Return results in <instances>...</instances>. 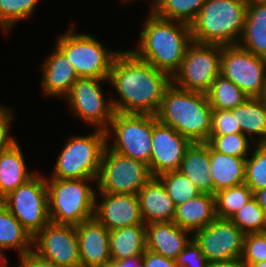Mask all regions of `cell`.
<instances>
[{
	"mask_svg": "<svg viewBox=\"0 0 266 267\" xmlns=\"http://www.w3.org/2000/svg\"><path fill=\"white\" fill-rule=\"evenodd\" d=\"M109 84L119 99L110 97L113 108L123 114L156 115L172 77L138 58L131 50H121L115 57Z\"/></svg>",
	"mask_w": 266,
	"mask_h": 267,
	"instance_id": "cell-1",
	"label": "cell"
},
{
	"mask_svg": "<svg viewBox=\"0 0 266 267\" xmlns=\"http://www.w3.org/2000/svg\"><path fill=\"white\" fill-rule=\"evenodd\" d=\"M148 13L139 33L137 48L131 51L172 77L180 69L186 50L193 41L190 25L159 18L152 11Z\"/></svg>",
	"mask_w": 266,
	"mask_h": 267,
	"instance_id": "cell-2",
	"label": "cell"
},
{
	"mask_svg": "<svg viewBox=\"0 0 266 267\" xmlns=\"http://www.w3.org/2000/svg\"><path fill=\"white\" fill-rule=\"evenodd\" d=\"M212 107L207 94L177 87L166 88L157 120L194 142H208L212 128Z\"/></svg>",
	"mask_w": 266,
	"mask_h": 267,
	"instance_id": "cell-3",
	"label": "cell"
},
{
	"mask_svg": "<svg viewBox=\"0 0 266 267\" xmlns=\"http://www.w3.org/2000/svg\"><path fill=\"white\" fill-rule=\"evenodd\" d=\"M247 0H206L190 24L192 40L220 46L238 45L243 32Z\"/></svg>",
	"mask_w": 266,
	"mask_h": 267,
	"instance_id": "cell-4",
	"label": "cell"
},
{
	"mask_svg": "<svg viewBox=\"0 0 266 267\" xmlns=\"http://www.w3.org/2000/svg\"><path fill=\"white\" fill-rule=\"evenodd\" d=\"M90 182L97 183V179L46 177L50 221L77 226L93 218L97 189L94 190Z\"/></svg>",
	"mask_w": 266,
	"mask_h": 267,
	"instance_id": "cell-5",
	"label": "cell"
},
{
	"mask_svg": "<svg viewBox=\"0 0 266 267\" xmlns=\"http://www.w3.org/2000/svg\"><path fill=\"white\" fill-rule=\"evenodd\" d=\"M106 144V131L101 129L89 135L69 137L49 178L98 179Z\"/></svg>",
	"mask_w": 266,
	"mask_h": 267,
	"instance_id": "cell-6",
	"label": "cell"
},
{
	"mask_svg": "<svg viewBox=\"0 0 266 267\" xmlns=\"http://www.w3.org/2000/svg\"><path fill=\"white\" fill-rule=\"evenodd\" d=\"M69 30L58 36L56 47L70 60L79 78H109L113 61L120 50L106 49L93 35Z\"/></svg>",
	"mask_w": 266,
	"mask_h": 267,
	"instance_id": "cell-7",
	"label": "cell"
},
{
	"mask_svg": "<svg viewBox=\"0 0 266 267\" xmlns=\"http://www.w3.org/2000/svg\"><path fill=\"white\" fill-rule=\"evenodd\" d=\"M157 121L156 115L115 112L105 130L106 145L119 154L144 162L149 168L153 125Z\"/></svg>",
	"mask_w": 266,
	"mask_h": 267,
	"instance_id": "cell-8",
	"label": "cell"
},
{
	"mask_svg": "<svg viewBox=\"0 0 266 267\" xmlns=\"http://www.w3.org/2000/svg\"><path fill=\"white\" fill-rule=\"evenodd\" d=\"M152 178L148 165L131 157L104 149L97 191L110 194H134Z\"/></svg>",
	"mask_w": 266,
	"mask_h": 267,
	"instance_id": "cell-9",
	"label": "cell"
},
{
	"mask_svg": "<svg viewBox=\"0 0 266 267\" xmlns=\"http://www.w3.org/2000/svg\"><path fill=\"white\" fill-rule=\"evenodd\" d=\"M2 203L32 237L50 222L46 177L38 172L5 196Z\"/></svg>",
	"mask_w": 266,
	"mask_h": 267,
	"instance_id": "cell-10",
	"label": "cell"
},
{
	"mask_svg": "<svg viewBox=\"0 0 266 267\" xmlns=\"http://www.w3.org/2000/svg\"><path fill=\"white\" fill-rule=\"evenodd\" d=\"M221 55L220 45L192 41L172 82L179 88L206 94L220 75Z\"/></svg>",
	"mask_w": 266,
	"mask_h": 267,
	"instance_id": "cell-11",
	"label": "cell"
},
{
	"mask_svg": "<svg viewBox=\"0 0 266 267\" xmlns=\"http://www.w3.org/2000/svg\"><path fill=\"white\" fill-rule=\"evenodd\" d=\"M220 74L249 97H262L266 91V59L239 45L222 46Z\"/></svg>",
	"mask_w": 266,
	"mask_h": 267,
	"instance_id": "cell-12",
	"label": "cell"
},
{
	"mask_svg": "<svg viewBox=\"0 0 266 267\" xmlns=\"http://www.w3.org/2000/svg\"><path fill=\"white\" fill-rule=\"evenodd\" d=\"M109 83L108 78H78L70 92L64 97L73 115L94 129L106 130L114 116L112 100L107 101L100 82Z\"/></svg>",
	"mask_w": 266,
	"mask_h": 267,
	"instance_id": "cell-13",
	"label": "cell"
},
{
	"mask_svg": "<svg viewBox=\"0 0 266 267\" xmlns=\"http://www.w3.org/2000/svg\"><path fill=\"white\" fill-rule=\"evenodd\" d=\"M245 234L230 220L216 218L192 234L208 262L241 258Z\"/></svg>",
	"mask_w": 266,
	"mask_h": 267,
	"instance_id": "cell-14",
	"label": "cell"
},
{
	"mask_svg": "<svg viewBox=\"0 0 266 267\" xmlns=\"http://www.w3.org/2000/svg\"><path fill=\"white\" fill-rule=\"evenodd\" d=\"M33 252L64 267H80L76 226L49 222L33 237Z\"/></svg>",
	"mask_w": 266,
	"mask_h": 267,
	"instance_id": "cell-15",
	"label": "cell"
},
{
	"mask_svg": "<svg viewBox=\"0 0 266 267\" xmlns=\"http://www.w3.org/2000/svg\"><path fill=\"white\" fill-rule=\"evenodd\" d=\"M191 141L170 126L157 121L153 125L149 171L152 177L178 171Z\"/></svg>",
	"mask_w": 266,
	"mask_h": 267,
	"instance_id": "cell-16",
	"label": "cell"
},
{
	"mask_svg": "<svg viewBox=\"0 0 266 267\" xmlns=\"http://www.w3.org/2000/svg\"><path fill=\"white\" fill-rule=\"evenodd\" d=\"M96 193L93 217L109 231L145 224L141 216L137 195ZM98 196H100V202H98Z\"/></svg>",
	"mask_w": 266,
	"mask_h": 267,
	"instance_id": "cell-17",
	"label": "cell"
},
{
	"mask_svg": "<svg viewBox=\"0 0 266 267\" xmlns=\"http://www.w3.org/2000/svg\"><path fill=\"white\" fill-rule=\"evenodd\" d=\"M80 267H98L111 259L110 231L94 217L76 226Z\"/></svg>",
	"mask_w": 266,
	"mask_h": 267,
	"instance_id": "cell-18",
	"label": "cell"
},
{
	"mask_svg": "<svg viewBox=\"0 0 266 267\" xmlns=\"http://www.w3.org/2000/svg\"><path fill=\"white\" fill-rule=\"evenodd\" d=\"M42 63L41 88L44 95L63 98L79 78L70 60L55 46Z\"/></svg>",
	"mask_w": 266,
	"mask_h": 267,
	"instance_id": "cell-19",
	"label": "cell"
},
{
	"mask_svg": "<svg viewBox=\"0 0 266 267\" xmlns=\"http://www.w3.org/2000/svg\"><path fill=\"white\" fill-rule=\"evenodd\" d=\"M137 197L145 225L173 221L176 206L158 177H152L137 193Z\"/></svg>",
	"mask_w": 266,
	"mask_h": 267,
	"instance_id": "cell-20",
	"label": "cell"
},
{
	"mask_svg": "<svg viewBox=\"0 0 266 267\" xmlns=\"http://www.w3.org/2000/svg\"><path fill=\"white\" fill-rule=\"evenodd\" d=\"M27 169L22 149L13 137L0 149V203L37 173Z\"/></svg>",
	"mask_w": 266,
	"mask_h": 267,
	"instance_id": "cell-21",
	"label": "cell"
},
{
	"mask_svg": "<svg viewBox=\"0 0 266 267\" xmlns=\"http://www.w3.org/2000/svg\"><path fill=\"white\" fill-rule=\"evenodd\" d=\"M190 232L172 222L146 225V249L175 260L192 239Z\"/></svg>",
	"mask_w": 266,
	"mask_h": 267,
	"instance_id": "cell-22",
	"label": "cell"
},
{
	"mask_svg": "<svg viewBox=\"0 0 266 267\" xmlns=\"http://www.w3.org/2000/svg\"><path fill=\"white\" fill-rule=\"evenodd\" d=\"M209 166L210 145L207 142H194L187 148L178 171L188 177L201 193L214 195Z\"/></svg>",
	"mask_w": 266,
	"mask_h": 267,
	"instance_id": "cell-23",
	"label": "cell"
},
{
	"mask_svg": "<svg viewBox=\"0 0 266 267\" xmlns=\"http://www.w3.org/2000/svg\"><path fill=\"white\" fill-rule=\"evenodd\" d=\"M216 218L215 196L201 193L197 197L176 206L173 222L193 234Z\"/></svg>",
	"mask_w": 266,
	"mask_h": 267,
	"instance_id": "cell-24",
	"label": "cell"
},
{
	"mask_svg": "<svg viewBox=\"0 0 266 267\" xmlns=\"http://www.w3.org/2000/svg\"><path fill=\"white\" fill-rule=\"evenodd\" d=\"M240 47L266 59V1L248 2Z\"/></svg>",
	"mask_w": 266,
	"mask_h": 267,
	"instance_id": "cell-25",
	"label": "cell"
},
{
	"mask_svg": "<svg viewBox=\"0 0 266 267\" xmlns=\"http://www.w3.org/2000/svg\"><path fill=\"white\" fill-rule=\"evenodd\" d=\"M246 158L228 156L210 146V170L216 192L245 183Z\"/></svg>",
	"mask_w": 266,
	"mask_h": 267,
	"instance_id": "cell-26",
	"label": "cell"
},
{
	"mask_svg": "<svg viewBox=\"0 0 266 267\" xmlns=\"http://www.w3.org/2000/svg\"><path fill=\"white\" fill-rule=\"evenodd\" d=\"M231 111L236 117L241 133L252 139V144L266 143V104L261 97H249ZM254 135L258 136V141L254 139Z\"/></svg>",
	"mask_w": 266,
	"mask_h": 267,
	"instance_id": "cell-27",
	"label": "cell"
},
{
	"mask_svg": "<svg viewBox=\"0 0 266 267\" xmlns=\"http://www.w3.org/2000/svg\"><path fill=\"white\" fill-rule=\"evenodd\" d=\"M109 247L111 260L117 261L146 250V225L138 224L110 230Z\"/></svg>",
	"mask_w": 266,
	"mask_h": 267,
	"instance_id": "cell-28",
	"label": "cell"
},
{
	"mask_svg": "<svg viewBox=\"0 0 266 267\" xmlns=\"http://www.w3.org/2000/svg\"><path fill=\"white\" fill-rule=\"evenodd\" d=\"M0 246L18 250L19 257L33 251V237L0 203Z\"/></svg>",
	"mask_w": 266,
	"mask_h": 267,
	"instance_id": "cell-29",
	"label": "cell"
},
{
	"mask_svg": "<svg viewBox=\"0 0 266 267\" xmlns=\"http://www.w3.org/2000/svg\"><path fill=\"white\" fill-rule=\"evenodd\" d=\"M206 0H155L151 5L157 17L191 24Z\"/></svg>",
	"mask_w": 266,
	"mask_h": 267,
	"instance_id": "cell-30",
	"label": "cell"
},
{
	"mask_svg": "<svg viewBox=\"0 0 266 267\" xmlns=\"http://www.w3.org/2000/svg\"><path fill=\"white\" fill-rule=\"evenodd\" d=\"M206 94L212 110H231L249 98L238 86L221 74L216 77Z\"/></svg>",
	"mask_w": 266,
	"mask_h": 267,
	"instance_id": "cell-31",
	"label": "cell"
},
{
	"mask_svg": "<svg viewBox=\"0 0 266 267\" xmlns=\"http://www.w3.org/2000/svg\"><path fill=\"white\" fill-rule=\"evenodd\" d=\"M214 196L217 218L230 219L253 198V191L243 183L220 190Z\"/></svg>",
	"mask_w": 266,
	"mask_h": 267,
	"instance_id": "cell-32",
	"label": "cell"
},
{
	"mask_svg": "<svg viewBox=\"0 0 266 267\" xmlns=\"http://www.w3.org/2000/svg\"><path fill=\"white\" fill-rule=\"evenodd\" d=\"M158 178L164 184L175 206H179L201 194L190 179L179 171H169L160 174Z\"/></svg>",
	"mask_w": 266,
	"mask_h": 267,
	"instance_id": "cell-33",
	"label": "cell"
},
{
	"mask_svg": "<svg viewBox=\"0 0 266 267\" xmlns=\"http://www.w3.org/2000/svg\"><path fill=\"white\" fill-rule=\"evenodd\" d=\"M230 220L244 233L266 232V213L251 198Z\"/></svg>",
	"mask_w": 266,
	"mask_h": 267,
	"instance_id": "cell-34",
	"label": "cell"
},
{
	"mask_svg": "<svg viewBox=\"0 0 266 267\" xmlns=\"http://www.w3.org/2000/svg\"><path fill=\"white\" fill-rule=\"evenodd\" d=\"M39 0H0V27L5 33L33 15Z\"/></svg>",
	"mask_w": 266,
	"mask_h": 267,
	"instance_id": "cell-35",
	"label": "cell"
},
{
	"mask_svg": "<svg viewBox=\"0 0 266 267\" xmlns=\"http://www.w3.org/2000/svg\"><path fill=\"white\" fill-rule=\"evenodd\" d=\"M255 144V150L250 152L245 165V184L253 193L266 188V143Z\"/></svg>",
	"mask_w": 266,
	"mask_h": 267,
	"instance_id": "cell-36",
	"label": "cell"
},
{
	"mask_svg": "<svg viewBox=\"0 0 266 267\" xmlns=\"http://www.w3.org/2000/svg\"><path fill=\"white\" fill-rule=\"evenodd\" d=\"M207 143L217 152L242 158H247L252 148L250 139L242 133L210 135Z\"/></svg>",
	"mask_w": 266,
	"mask_h": 267,
	"instance_id": "cell-37",
	"label": "cell"
},
{
	"mask_svg": "<svg viewBox=\"0 0 266 267\" xmlns=\"http://www.w3.org/2000/svg\"><path fill=\"white\" fill-rule=\"evenodd\" d=\"M241 259L248 266L266 261V232L245 234Z\"/></svg>",
	"mask_w": 266,
	"mask_h": 267,
	"instance_id": "cell-38",
	"label": "cell"
},
{
	"mask_svg": "<svg viewBox=\"0 0 266 267\" xmlns=\"http://www.w3.org/2000/svg\"><path fill=\"white\" fill-rule=\"evenodd\" d=\"M241 133V128L231 110H213L210 135Z\"/></svg>",
	"mask_w": 266,
	"mask_h": 267,
	"instance_id": "cell-39",
	"label": "cell"
},
{
	"mask_svg": "<svg viewBox=\"0 0 266 267\" xmlns=\"http://www.w3.org/2000/svg\"><path fill=\"white\" fill-rule=\"evenodd\" d=\"M175 263L178 267H206L208 260L196 242L191 239L176 257Z\"/></svg>",
	"mask_w": 266,
	"mask_h": 267,
	"instance_id": "cell-40",
	"label": "cell"
},
{
	"mask_svg": "<svg viewBox=\"0 0 266 267\" xmlns=\"http://www.w3.org/2000/svg\"><path fill=\"white\" fill-rule=\"evenodd\" d=\"M11 109L0 104V149L13 137L9 135L11 132V122L14 115Z\"/></svg>",
	"mask_w": 266,
	"mask_h": 267,
	"instance_id": "cell-41",
	"label": "cell"
},
{
	"mask_svg": "<svg viewBox=\"0 0 266 267\" xmlns=\"http://www.w3.org/2000/svg\"><path fill=\"white\" fill-rule=\"evenodd\" d=\"M143 267H178L175 260L166 258L161 254L145 250L143 254Z\"/></svg>",
	"mask_w": 266,
	"mask_h": 267,
	"instance_id": "cell-42",
	"label": "cell"
},
{
	"mask_svg": "<svg viewBox=\"0 0 266 267\" xmlns=\"http://www.w3.org/2000/svg\"><path fill=\"white\" fill-rule=\"evenodd\" d=\"M19 258L20 265H18V267H64L41 258L33 251L28 252Z\"/></svg>",
	"mask_w": 266,
	"mask_h": 267,
	"instance_id": "cell-43",
	"label": "cell"
},
{
	"mask_svg": "<svg viewBox=\"0 0 266 267\" xmlns=\"http://www.w3.org/2000/svg\"><path fill=\"white\" fill-rule=\"evenodd\" d=\"M206 267H248L241 258H233L219 262H208Z\"/></svg>",
	"mask_w": 266,
	"mask_h": 267,
	"instance_id": "cell-44",
	"label": "cell"
},
{
	"mask_svg": "<svg viewBox=\"0 0 266 267\" xmlns=\"http://www.w3.org/2000/svg\"><path fill=\"white\" fill-rule=\"evenodd\" d=\"M122 260L125 262V267H143V254L123 258Z\"/></svg>",
	"mask_w": 266,
	"mask_h": 267,
	"instance_id": "cell-45",
	"label": "cell"
},
{
	"mask_svg": "<svg viewBox=\"0 0 266 267\" xmlns=\"http://www.w3.org/2000/svg\"><path fill=\"white\" fill-rule=\"evenodd\" d=\"M253 197L266 213V188L259 189L253 193Z\"/></svg>",
	"mask_w": 266,
	"mask_h": 267,
	"instance_id": "cell-46",
	"label": "cell"
},
{
	"mask_svg": "<svg viewBox=\"0 0 266 267\" xmlns=\"http://www.w3.org/2000/svg\"><path fill=\"white\" fill-rule=\"evenodd\" d=\"M98 267H125V262L122 259L117 261L110 259L109 261Z\"/></svg>",
	"mask_w": 266,
	"mask_h": 267,
	"instance_id": "cell-47",
	"label": "cell"
},
{
	"mask_svg": "<svg viewBox=\"0 0 266 267\" xmlns=\"http://www.w3.org/2000/svg\"><path fill=\"white\" fill-rule=\"evenodd\" d=\"M6 249L0 246V267H8V258L3 254Z\"/></svg>",
	"mask_w": 266,
	"mask_h": 267,
	"instance_id": "cell-48",
	"label": "cell"
},
{
	"mask_svg": "<svg viewBox=\"0 0 266 267\" xmlns=\"http://www.w3.org/2000/svg\"><path fill=\"white\" fill-rule=\"evenodd\" d=\"M248 267H266V261H263L257 264H251Z\"/></svg>",
	"mask_w": 266,
	"mask_h": 267,
	"instance_id": "cell-49",
	"label": "cell"
},
{
	"mask_svg": "<svg viewBox=\"0 0 266 267\" xmlns=\"http://www.w3.org/2000/svg\"><path fill=\"white\" fill-rule=\"evenodd\" d=\"M266 0H247V2H265Z\"/></svg>",
	"mask_w": 266,
	"mask_h": 267,
	"instance_id": "cell-50",
	"label": "cell"
},
{
	"mask_svg": "<svg viewBox=\"0 0 266 267\" xmlns=\"http://www.w3.org/2000/svg\"><path fill=\"white\" fill-rule=\"evenodd\" d=\"M261 98L264 100V102L266 104V91H265V93L263 94V96Z\"/></svg>",
	"mask_w": 266,
	"mask_h": 267,
	"instance_id": "cell-51",
	"label": "cell"
},
{
	"mask_svg": "<svg viewBox=\"0 0 266 267\" xmlns=\"http://www.w3.org/2000/svg\"><path fill=\"white\" fill-rule=\"evenodd\" d=\"M121 1H123V3H124V2H125V3H126V2L128 3L130 0H121ZM131 1H136V0H131ZM154 1H155V0H153L152 2H154Z\"/></svg>",
	"mask_w": 266,
	"mask_h": 267,
	"instance_id": "cell-52",
	"label": "cell"
}]
</instances>
